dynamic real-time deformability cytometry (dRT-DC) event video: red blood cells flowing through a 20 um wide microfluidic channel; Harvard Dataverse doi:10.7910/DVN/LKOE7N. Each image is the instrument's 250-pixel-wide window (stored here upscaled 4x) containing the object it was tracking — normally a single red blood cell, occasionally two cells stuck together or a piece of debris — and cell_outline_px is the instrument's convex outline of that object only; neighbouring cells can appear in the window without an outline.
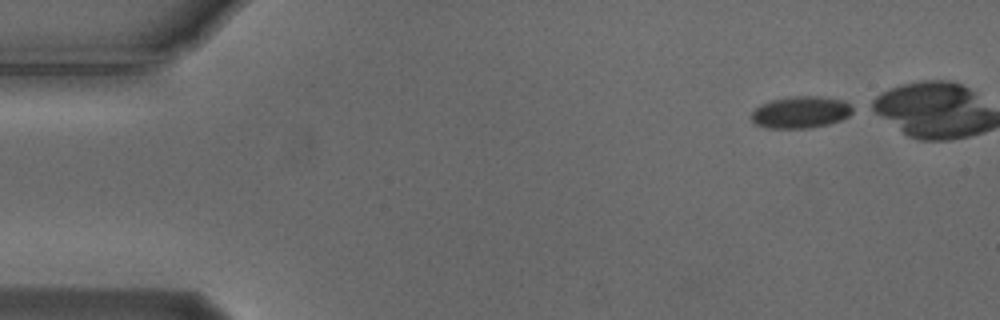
{"species": "Egyptian fruit bat (a non-hibernating species)", "species_latin": "Rousettus aegyptiacus", "temperature_condition": "cold", "stored_images_in_passage": 23, "camera_frame_rate_fps": 3000, "um_per_image_px": 0.085, "animal": {"sex": "male"}, "frame": {"image": 1, "passage_image": 1, "time_ms": 0.0, "image_size_px": [1000, 320], "cell_outline_px": [[856, 108], [848, 116], [840, 120], [828, 124], [812, 128], [768, 128], [756, 124], [752, 120], [752, 112], [760, 104], [772, 100], [796, 96], [816, 96], [840, 100]], "centroid_in_image_um": [68.06, 9.55], "position_along_channel_um": 16.9, "area_um2": 18.61}}
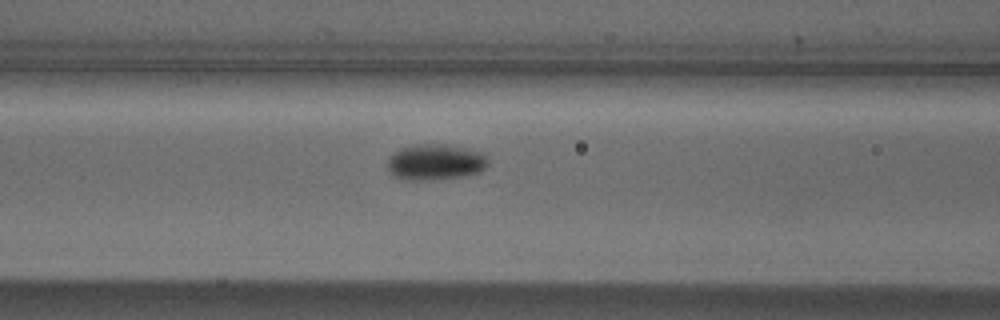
{"frame": {"image": 2, "passage_image": 18, "time_ms": 5.667, "image_size_px": [1000, 320], "cell_outline_px": [[488, 164], [480, 172], [460, 176], [420, 180], [400, 180], [388, 172], [388, 156], [400, 148], [412, 144], [448, 144], [484, 152], [488, 160]], "centroid_in_image_um": [36.97, 13.76], "position_along_channel_um": 129.6, "area_um2": 21.27}}
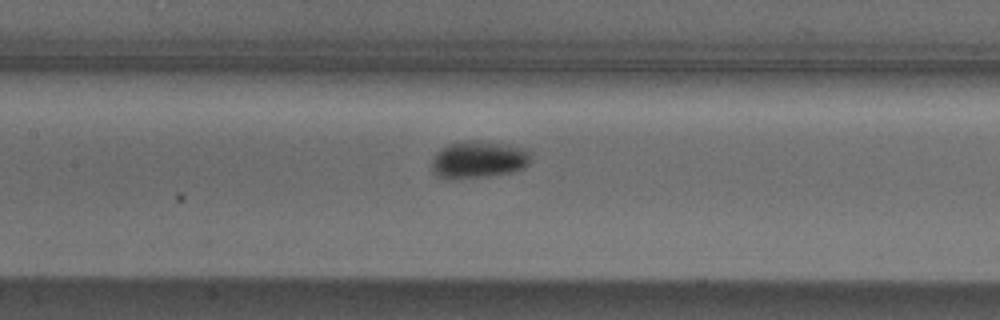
{"frame": {"image": 3, "passage_image": 21, "time_ms": 6.667, "image_size_px": [1000, 320], "cell_outline_px": [[528, 164], [524, 168], [508, 172], [480, 176], [436, 176], [432, 168], [432, 156], [440, 148], [448, 144], [464, 140], [472, 140], [504, 144], [528, 148]], "centroid_in_image_um": [40.65, 13.5], "position_along_channel_um": 166.7, "area_um2": 20.69}}